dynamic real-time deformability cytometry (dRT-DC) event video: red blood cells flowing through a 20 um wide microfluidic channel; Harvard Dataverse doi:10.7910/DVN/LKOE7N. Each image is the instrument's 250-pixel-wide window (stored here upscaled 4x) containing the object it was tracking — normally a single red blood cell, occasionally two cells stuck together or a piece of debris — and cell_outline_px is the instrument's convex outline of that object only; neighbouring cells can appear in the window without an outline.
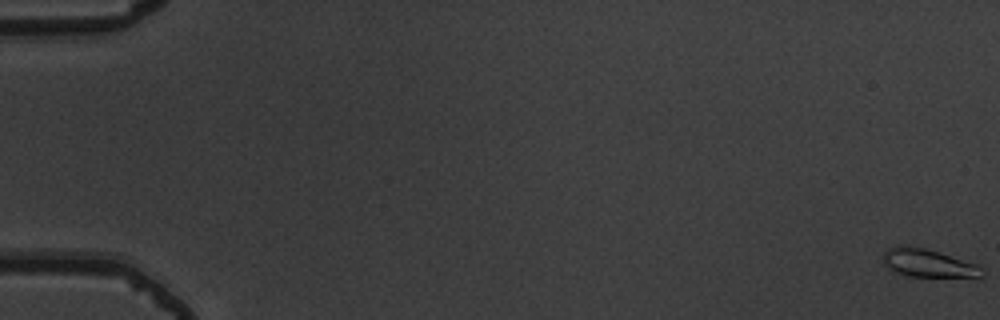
{"species": "common noctule bat (a hibernating species)", "species_latin": "Nyctalus noctula", "temperature_condition": "warm", "stored_images_in_passage": 57, "camera_frame_rate_fps": 3000, "um_per_image_px": 0.085, "animal": {"sex": "male", "body_mass_g": 19.5, "forearm_length_mm": 54.6}, "frame": {"image": 1, "passage_image": 1, "time_ms": 0.0, "image_size_px": [1000, 320], "cell_outline_px": [[984, 276], [908, 276], [892, 272], [880, 260], [880, 256], [888, 248], [896, 244], [904, 244], [924, 248], [976, 264], [984, 268]], "centroid_in_image_um": [78.76, 22.34], "position_along_channel_um": 6.2, "area_um2": 16.3}}
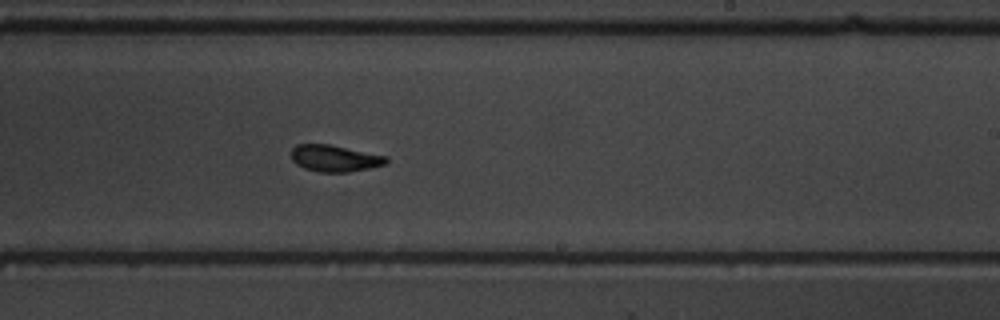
{"frame": {"image": 2, "passage_image": 36, "time_ms": 11.667, "image_size_px": [1000, 320], "cell_outline_px": [[388, 164], [372, 168], [348, 172], [320, 172], [304, 168], [296, 164], [292, 160], [292, 148], [296, 144], [328, 144], [388, 156]], "centroid_in_image_um": [28.49, 13.46], "position_along_channel_um": 260.5, "area_um2": 14.85}}
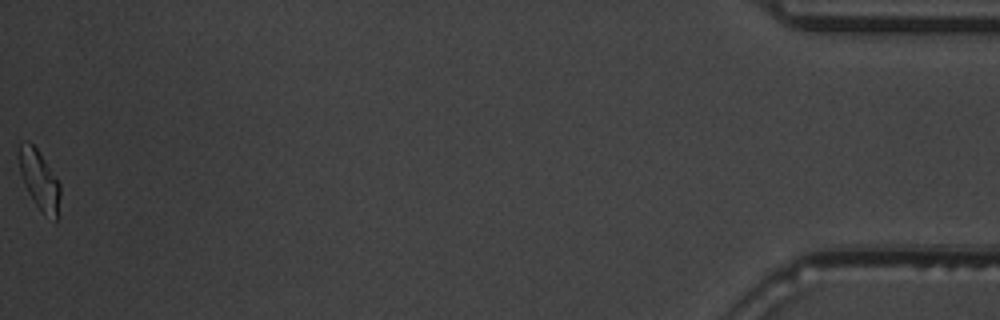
{"frame": {"image": 3, "passage_image": 57, "time_ms": 18.667, "image_size_px": [1000, 320], "cell_outline_px": [[60, 196], [56, 224], [36, 204], [28, 192], [24, 184], [20, 172], [16, 156], [20, 140], [28, 140], [36, 148], [56, 176], [60, 184]], "centroid_in_image_um": [3.31, 15.23], "position_along_channel_um": 431.9, "area_um2": 14.45}, "authors_computed_cell_mechanics": {"area_um2": 14.8546, "velocity_mm_per_s": 3.7419, "shape_relaxation_time_tau1_ms": 3.399, "shape_relaxation_time_tau2_ms": 1.7405, "deformation_change_tau1": 0.1586, "deformation_change_tau2": 0.0925}}